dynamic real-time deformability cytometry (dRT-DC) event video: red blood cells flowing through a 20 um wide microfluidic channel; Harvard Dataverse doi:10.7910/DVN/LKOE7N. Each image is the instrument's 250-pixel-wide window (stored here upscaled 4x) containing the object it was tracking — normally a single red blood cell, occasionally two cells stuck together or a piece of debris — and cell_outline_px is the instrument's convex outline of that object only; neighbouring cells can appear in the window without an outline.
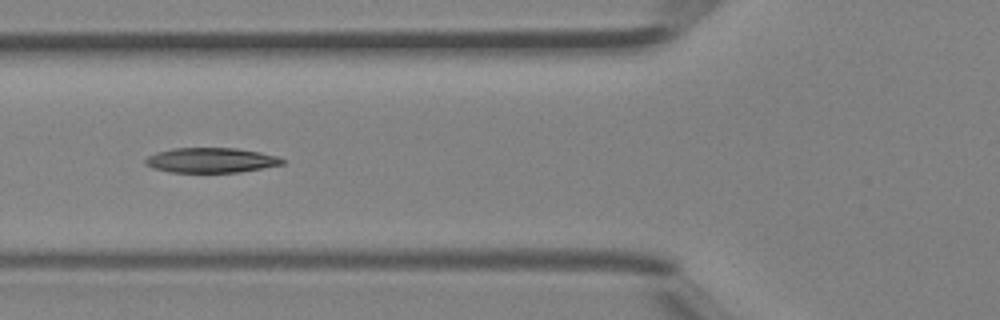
{"species": "Egyptian fruit bat (a non-hibernating species)", "species_latin": "Rousettus aegyptiacus", "temperature_condition": "room temperature", "stored_images_in_passage": 30, "camera_frame_rate_fps": 3000, "um_per_image_px": 0.085, "animal": {"sex": "female"}, "frame": {"image": 1, "passage_image": 5, "time_ms": 1.333, "image_size_px": [1000, 320], "cell_outline_px": [[284, 164], [240, 172], [168, 172], [152, 168], [144, 164], [144, 160], [148, 156], [156, 152], [172, 148], [236, 148], [260, 152], [276, 156], [284, 160]], "centroid_in_image_um": [17.89, 13.62], "position_along_channel_um": 107.9, "area_um2": 19.94}}
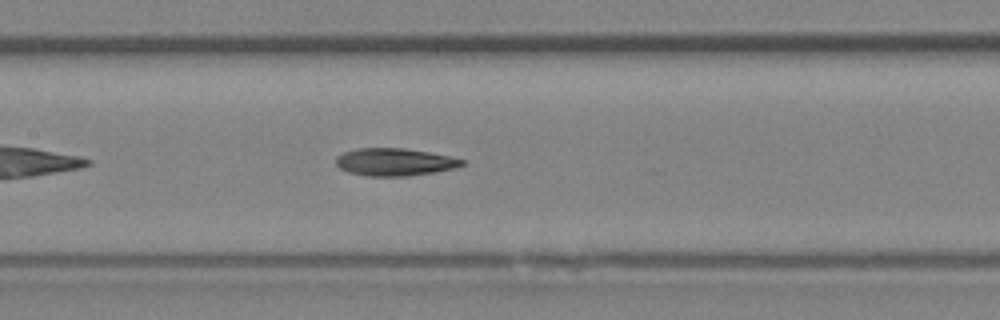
{"frame": {"image": 2, "passage_image": 9, "time_ms": 2.667, "image_size_px": [1000, 320], "cell_outline_px": [[464, 164], [456, 168], [436, 172], [408, 176], [368, 176], [348, 172], [340, 168], [336, 164], [336, 156], [344, 152], [356, 148], [404, 148], [428, 152], [448, 156], [464, 160]], "centroid_in_image_um": [33.53, 13.77], "position_along_channel_um": 173.9, "area_um2": 20.23}}